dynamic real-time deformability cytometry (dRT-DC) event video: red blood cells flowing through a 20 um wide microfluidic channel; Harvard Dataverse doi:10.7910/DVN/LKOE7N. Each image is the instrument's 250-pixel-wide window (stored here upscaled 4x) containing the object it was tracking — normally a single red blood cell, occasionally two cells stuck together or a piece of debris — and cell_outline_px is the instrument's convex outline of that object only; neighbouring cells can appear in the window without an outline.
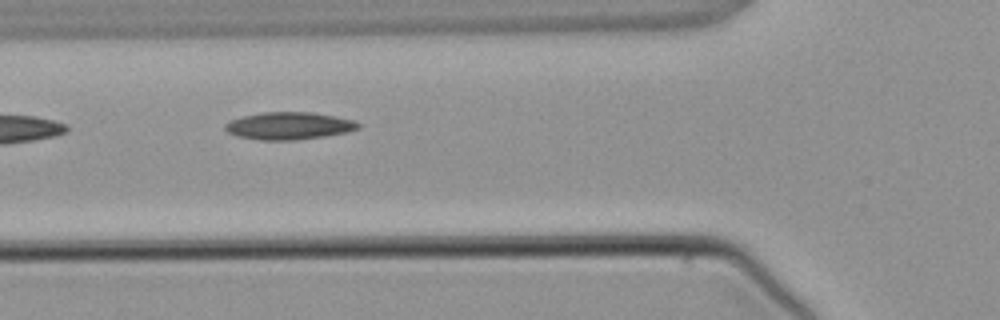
{"species": "common noctule bat (a hibernating species)", "species_latin": "Nyctalus noctula", "temperature_condition": "warm", "stored_images_in_passage": 5, "camera_frame_rate_fps": 3000, "um_per_image_px": 0.085, "animal": {"sex": "male", "body_mass_g": 21.5, "forearm_length_mm": 52.0}, "frame": {"image": 1, "passage_image": 4, "time_ms": 4.667, "image_size_px": [1000, 320], "cell_outline_px": [[360, 128], [348, 132], [324, 136], [296, 140], [260, 140], [236, 136], [228, 132], [224, 128], [224, 124], [228, 120], [244, 116], [264, 112], [312, 112], [336, 116], [352, 120], [360, 124]], "centroid_in_image_um": [24.54, 10.69], "position_along_channel_um": 101.3, "area_um2": 21.33}}
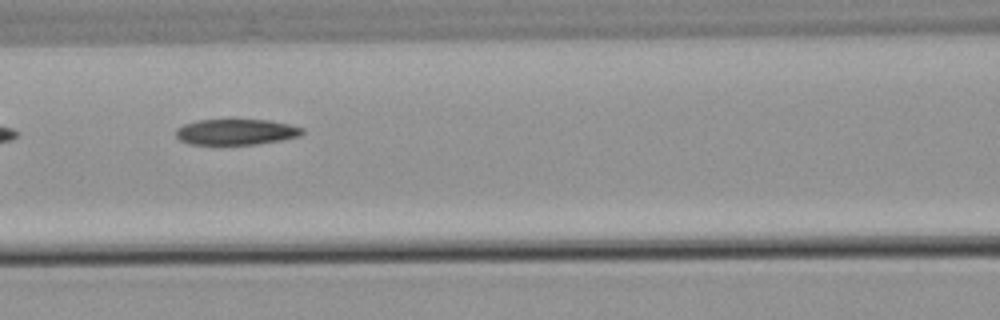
{"frame": {"image": 2, "passage_image": 5, "time_ms": 5.667, "image_size_px": [1000, 320], "cell_outline_px": [[304, 132], [300, 136], [280, 140], [256, 144], [188, 144], [180, 140], [176, 136], [176, 128], [184, 124], [196, 120], [232, 116], [268, 120], [288, 124], [304, 128]], "centroid_in_image_um": [20.03, 11.15], "position_along_channel_um": 146.6, "area_um2": 19.94}}